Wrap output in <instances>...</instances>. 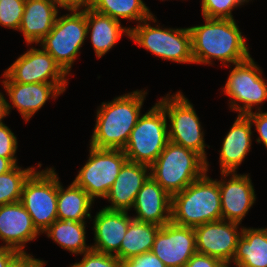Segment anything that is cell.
Here are the masks:
<instances>
[{
	"instance_id": "1",
	"label": "cell",
	"mask_w": 267,
	"mask_h": 267,
	"mask_svg": "<svg viewBox=\"0 0 267 267\" xmlns=\"http://www.w3.org/2000/svg\"><path fill=\"white\" fill-rule=\"evenodd\" d=\"M192 36L194 64L213 65L217 59L223 65H233L249 58V47L234 19L204 18L203 25L189 27Z\"/></svg>"
},
{
	"instance_id": "2",
	"label": "cell",
	"mask_w": 267,
	"mask_h": 267,
	"mask_svg": "<svg viewBox=\"0 0 267 267\" xmlns=\"http://www.w3.org/2000/svg\"><path fill=\"white\" fill-rule=\"evenodd\" d=\"M147 90H136L102 102L96 112V123L90 146L98 149H121L141 114Z\"/></svg>"
},
{
	"instance_id": "3",
	"label": "cell",
	"mask_w": 267,
	"mask_h": 267,
	"mask_svg": "<svg viewBox=\"0 0 267 267\" xmlns=\"http://www.w3.org/2000/svg\"><path fill=\"white\" fill-rule=\"evenodd\" d=\"M207 174L171 196L172 223L196 227L222 219L218 179Z\"/></svg>"
},
{
	"instance_id": "4",
	"label": "cell",
	"mask_w": 267,
	"mask_h": 267,
	"mask_svg": "<svg viewBox=\"0 0 267 267\" xmlns=\"http://www.w3.org/2000/svg\"><path fill=\"white\" fill-rule=\"evenodd\" d=\"M207 172V162L196 152L168 141L150 166V176L170 195H174Z\"/></svg>"
},
{
	"instance_id": "5",
	"label": "cell",
	"mask_w": 267,
	"mask_h": 267,
	"mask_svg": "<svg viewBox=\"0 0 267 267\" xmlns=\"http://www.w3.org/2000/svg\"><path fill=\"white\" fill-rule=\"evenodd\" d=\"M153 16L130 27V39L156 57L176 63H194L192 36L188 28H162Z\"/></svg>"
},
{
	"instance_id": "6",
	"label": "cell",
	"mask_w": 267,
	"mask_h": 267,
	"mask_svg": "<svg viewBox=\"0 0 267 267\" xmlns=\"http://www.w3.org/2000/svg\"><path fill=\"white\" fill-rule=\"evenodd\" d=\"M157 103L164 109L167 121L170 122L169 141L198 153L207 162L208 172L209 162L205 148L210 146L205 143L203 127L193 104L180 91L173 95L166 94Z\"/></svg>"
},
{
	"instance_id": "7",
	"label": "cell",
	"mask_w": 267,
	"mask_h": 267,
	"mask_svg": "<svg viewBox=\"0 0 267 267\" xmlns=\"http://www.w3.org/2000/svg\"><path fill=\"white\" fill-rule=\"evenodd\" d=\"M168 141L167 117L164 109L156 102L139 117L123 151L128 161L151 166Z\"/></svg>"
},
{
	"instance_id": "8",
	"label": "cell",
	"mask_w": 267,
	"mask_h": 267,
	"mask_svg": "<svg viewBox=\"0 0 267 267\" xmlns=\"http://www.w3.org/2000/svg\"><path fill=\"white\" fill-rule=\"evenodd\" d=\"M86 38V10H71L69 14L57 15L52 30L38 44L54 58L69 76L72 65L80 55V49Z\"/></svg>"
},
{
	"instance_id": "9",
	"label": "cell",
	"mask_w": 267,
	"mask_h": 267,
	"mask_svg": "<svg viewBox=\"0 0 267 267\" xmlns=\"http://www.w3.org/2000/svg\"><path fill=\"white\" fill-rule=\"evenodd\" d=\"M222 92L229 96V108L246 115L254 109L262 110L261 106L267 100V81L263 71L250 56L246 60L233 64ZM242 103V105H241Z\"/></svg>"
},
{
	"instance_id": "10",
	"label": "cell",
	"mask_w": 267,
	"mask_h": 267,
	"mask_svg": "<svg viewBox=\"0 0 267 267\" xmlns=\"http://www.w3.org/2000/svg\"><path fill=\"white\" fill-rule=\"evenodd\" d=\"M57 175L53 167L41 171L36 169L26 180L21 194L20 202L41 234L58 219Z\"/></svg>"
},
{
	"instance_id": "11",
	"label": "cell",
	"mask_w": 267,
	"mask_h": 267,
	"mask_svg": "<svg viewBox=\"0 0 267 267\" xmlns=\"http://www.w3.org/2000/svg\"><path fill=\"white\" fill-rule=\"evenodd\" d=\"M89 157L73 180L89 196L104 199L127 161L121 149H98L89 147Z\"/></svg>"
},
{
	"instance_id": "12",
	"label": "cell",
	"mask_w": 267,
	"mask_h": 267,
	"mask_svg": "<svg viewBox=\"0 0 267 267\" xmlns=\"http://www.w3.org/2000/svg\"><path fill=\"white\" fill-rule=\"evenodd\" d=\"M4 73L18 83H68L67 74L43 48H29Z\"/></svg>"
},
{
	"instance_id": "13",
	"label": "cell",
	"mask_w": 267,
	"mask_h": 267,
	"mask_svg": "<svg viewBox=\"0 0 267 267\" xmlns=\"http://www.w3.org/2000/svg\"><path fill=\"white\" fill-rule=\"evenodd\" d=\"M239 225L221 219L194 227L197 253L215 257L230 265L243 229Z\"/></svg>"
},
{
	"instance_id": "14",
	"label": "cell",
	"mask_w": 267,
	"mask_h": 267,
	"mask_svg": "<svg viewBox=\"0 0 267 267\" xmlns=\"http://www.w3.org/2000/svg\"><path fill=\"white\" fill-rule=\"evenodd\" d=\"M2 85L10 102H7L8 113L15 107L25 122H28L48 101L56 99L66 91L69 83H18L13 82L5 73ZM12 108V109H11Z\"/></svg>"
},
{
	"instance_id": "15",
	"label": "cell",
	"mask_w": 267,
	"mask_h": 267,
	"mask_svg": "<svg viewBox=\"0 0 267 267\" xmlns=\"http://www.w3.org/2000/svg\"><path fill=\"white\" fill-rule=\"evenodd\" d=\"M152 252L166 267H183L197 253L194 227L169 222L159 229Z\"/></svg>"
},
{
	"instance_id": "16",
	"label": "cell",
	"mask_w": 267,
	"mask_h": 267,
	"mask_svg": "<svg viewBox=\"0 0 267 267\" xmlns=\"http://www.w3.org/2000/svg\"><path fill=\"white\" fill-rule=\"evenodd\" d=\"M220 174L222 177L218 183L222 219L242 224V220L256 202L255 189L250 175L237 174V172Z\"/></svg>"
},
{
	"instance_id": "17",
	"label": "cell",
	"mask_w": 267,
	"mask_h": 267,
	"mask_svg": "<svg viewBox=\"0 0 267 267\" xmlns=\"http://www.w3.org/2000/svg\"><path fill=\"white\" fill-rule=\"evenodd\" d=\"M40 234L20 201L0 206V239L4 244L1 246L26 253L25 244Z\"/></svg>"
},
{
	"instance_id": "18",
	"label": "cell",
	"mask_w": 267,
	"mask_h": 267,
	"mask_svg": "<svg viewBox=\"0 0 267 267\" xmlns=\"http://www.w3.org/2000/svg\"><path fill=\"white\" fill-rule=\"evenodd\" d=\"M149 171L150 166L127 160L107 196L104 198L111 203L105 209L118 211L132 210L137 193L150 177Z\"/></svg>"
},
{
	"instance_id": "19",
	"label": "cell",
	"mask_w": 267,
	"mask_h": 267,
	"mask_svg": "<svg viewBox=\"0 0 267 267\" xmlns=\"http://www.w3.org/2000/svg\"><path fill=\"white\" fill-rule=\"evenodd\" d=\"M128 211L102 208L93 219L94 244L92 249L101 253L115 255L132 220Z\"/></svg>"
},
{
	"instance_id": "20",
	"label": "cell",
	"mask_w": 267,
	"mask_h": 267,
	"mask_svg": "<svg viewBox=\"0 0 267 267\" xmlns=\"http://www.w3.org/2000/svg\"><path fill=\"white\" fill-rule=\"evenodd\" d=\"M132 218L163 226L171 222V196L150 176L136 195Z\"/></svg>"
},
{
	"instance_id": "21",
	"label": "cell",
	"mask_w": 267,
	"mask_h": 267,
	"mask_svg": "<svg viewBox=\"0 0 267 267\" xmlns=\"http://www.w3.org/2000/svg\"><path fill=\"white\" fill-rule=\"evenodd\" d=\"M252 124L246 115H238L223 139L219 154L220 173L237 172L252 147Z\"/></svg>"
},
{
	"instance_id": "22",
	"label": "cell",
	"mask_w": 267,
	"mask_h": 267,
	"mask_svg": "<svg viewBox=\"0 0 267 267\" xmlns=\"http://www.w3.org/2000/svg\"><path fill=\"white\" fill-rule=\"evenodd\" d=\"M54 0H25L24 13L18 31L25 43L37 44L52 30L60 12Z\"/></svg>"
},
{
	"instance_id": "23",
	"label": "cell",
	"mask_w": 267,
	"mask_h": 267,
	"mask_svg": "<svg viewBox=\"0 0 267 267\" xmlns=\"http://www.w3.org/2000/svg\"><path fill=\"white\" fill-rule=\"evenodd\" d=\"M86 22L87 37L90 35L93 50L98 58L109 52L124 34L130 38V27H123L121 21L91 8L86 10Z\"/></svg>"
},
{
	"instance_id": "24",
	"label": "cell",
	"mask_w": 267,
	"mask_h": 267,
	"mask_svg": "<svg viewBox=\"0 0 267 267\" xmlns=\"http://www.w3.org/2000/svg\"><path fill=\"white\" fill-rule=\"evenodd\" d=\"M236 267H267V228L243 226L232 259Z\"/></svg>"
},
{
	"instance_id": "25",
	"label": "cell",
	"mask_w": 267,
	"mask_h": 267,
	"mask_svg": "<svg viewBox=\"0 0 267 267\" xmlns=\"http://www.w3.org/2000/svg\"><path fill=\"white\" fill-rule=\"evenodd\" d=\"M94 202L89 194L74 181L67 188H64L58 177V219H73L77 222H86V219H92L90 211Z\"/></svg>"
},
{
	"instance_id": "26",
	"label": "cell",
	"mask_w": 267,
	"mask_h": 267,
	"mask_svg": "<svg viewBox=\"0 0 267 267\" xmlns=\"http://www.w3.org/2000/svg\"><path fill=\"white\" fill-rule=\"evenodd\" d=\"M161 226L132 219L120 245V250L115 256L125 261L133 256H138L152 251L153 243Z\"/></svg>"
},
{
	"instance_id": "27",
	"label": "cell",
	"mask_w": 267,
	"mask_h": 267,
	"mask_svg": "<svg viewBox=\"0 0 267 267\" xmlns=\"http://www.w3.org/2000/svg\"><path fill=\"white\" fill-rule=\"evenodd\" d=\"M43 233L59 247L75 255L92 249L91 245L86 244V222L57 219Z\"/></svg>"
},
{
	"instance_id": "28",
	"label": "cell",
	"mask_w": 267,
	"mask_h": 267,
	"mask_svg": "<svg viewBox=\"0 0 267 267\" xmlns=\"http://www.w3.org/2000/svg\"><path fill=\"white\" fill-rule=\"evenodd\" d=\"M91 9L117 21L135 20L137 24L153 16L143 0H94Z\"/></svg>"
},
{
	"instance_id": "29",
	"label": "cell",
	"mask_w": 267,
	"mask_h": 267,
	"mask_svg": "<svg viewBox=\"0 0 267 267\" xmlns=\"http://www.w3.org/2000/svg\"><path fill=\"white\" fill-rule=\"evenodd\" d=\"M35 170L33 166L22 169L16 165L12 170L0 175V206L21 200L24 184Z\"/></svg>"
},
{
	"instance_id": "30",
	"label": "cell",
	"mask_w": 267,
	"mask_h": 267,
	"mask_svg": "<svg viewBox=\"0 0 267 267\" xmlns=\"http://www.w3.org/2000/svg\"><path fill=\"white\" fill-rule=\"evenodd\" d=\"M248 0H201L203 18L234 19L232 11Z\"/></svg>"
},
{
	"instance_id": "31",
	"label": "cell",
	"mask_w": 267,
	"mask_h": 267,
	"mask_svg": "<svg viewBox=\"0 0 267 267\" xmlns=\"http://www.w3.org/2000/svg\"><path fill=\"white\" fill-rule=\"evenodd\" d=\"M24 7L25 0H1L0 25L4 28L18 31L24 13Z\"/></svg>"
},
{
	"instance_id": "32",
	"label": "cell",
	"mask_w": 267,
	"mask_h": 267,
	"mask_svg": "<svg viewBox=\"0 0 267 267\" xmlns=\"http://www.w3.org/2000/svg\"><path fill=\"white\" fill-rule=\"evenodd\" d=\"M82 255V260L70 265V267H123L122 261L115 255L101 253L93 249Z\"/></svg>"
},
{
	"instance_id": "33",
	"label": "cell",
	"mask_w": 267,
	"mask_h": 267,
	"mask_svg": "<svg viewBox=\"0 0 267 267\" xmlns=\"http://www.w3.org/2000/svg\"><path fill=\"white\" fill-rule=\"evenodd\" d=\"M17 137L14 132L5 124H0V157L10 159L18 165L16 151L18 148Z\"/></svg>"
},
{
	"instance_id": "34",
	"label": "cell",
	"mask_w": 267,
	"mask_h": 267,
	"mask_svg": "<svg viewBox=\"0 0 267 267\" xmlns=\"http://www.w3.org/2000/svg\"><path fill=\"white\" fill-rule=\"evenodd\" d=\"M252 125L255 126L256 132H258L257 143H262L267 149V111L262 110L250 112L246 114Z\"/></svg>"
},
{
	"instance_id": "35",
	"label": "cell",
	"mask_w": 267,
	"mask_h": 267,
	"mask_svg": "<svg viewBox=\"0 0 267 267\" xmlns=\"http://www.w3.org/2000/svg\"><path fill=\"white\" fill-rule=\"evenodd\" d=\"M122 263L123 267H166L152 251L133 256Z\"/></svg>"
},
{
	"instance_id": "36",
	"label": "cell",
	"mask_w": 267,
	"mask_h": 267,
	"mask_svg": "<svg viewBox=\"0 0 267 267\" xmlns=\"http://www.w3.org/2000/svg\"><path fill=\"white\" fill-rule=\"evenodd\" d=\"M225 264L209 255L194 254L183 267H223Z\"/></svg>"
},
{
	"instance_id": "37",
	"label": "cell",
	"mask_w": 267,
	"mask_h": 267,
	"mask_svg": "<svg viewBox=\"0 0 267 267\" xmlns=\"http://www.w3.org/2000/svg\"><path fill=\"white\" fill-rule=\"evenodd\" d=\"M45 261L27 253H19L7 267H44Z\"/></svg>"
},
{
	"instance_id": "38",
	"label": "cell",
	"mask_w": 267,
	"mask_h": 267,
	"mask_svg": "<svg viewBox=\"0 0 267 267\" xmlns=\"http://www.w3.org/2000/svg\"><path fill=\"white\" fill-rule=\"evenodd\" d=\"M58 8L68 11H85L92 8L94 0H54Z\"/></svg>"
},
{
	"instance_id": "39",
	"label": "cell",
	"mask_w": 267,
	"mask_h": 267,
	"mask_svg": "<svg viewBox=\"0 0 267 267\" xmlns=\"http://www.w3.org/2000/svg\"><path fill=\"white\" fill-rule=\"evenodd\" d=\"M18 254L13 248L0 246V267H7Z\"/></svg>"
},
{
	"instance_id": "40",
	"label": "cell",
	"mask_w": 267,
	"mask_h": 267,
	"mask_svg": "<svg viewBox=\"0 0 267 267\" xmlns=\"http://www.w3.org/2000/svg\"><path fill=\"white\" fill-rule=\"evenodd\" d=\"M7 102L8 100H6L4 94L0 92V124H3L4 118L9 115Z\"/></svg>"
},
{
	"instance_id": "41",
	"label": "cell",
	"mask_w": 267,
	"mask_h": 267,
	"mask_svg": "<svg viewBox=\"0 0 267 267\" xmlns=\"http://www.w3.org/2000/svg\"><path fill=\"white\" fill-rule=\"evenodd\" d=\"M16 165L8 158L0 157V175L12 170Z\"/></svg>"
},
{
	"instance_id": "42",
	"label": "cell",
	"mask_w": 267,
	"mask_h": 267,
	"mask_svg": "<svg viewBox=\"0 0 267 267\" xmlns=\"http://www.w3.org/2000/svg\"><path fill=\"white\" fill-rule=\"evenodd\" d=\"M229 266H231V265H229V264H225L223 267H229Z\"/></svg>"
}]
</instances>
